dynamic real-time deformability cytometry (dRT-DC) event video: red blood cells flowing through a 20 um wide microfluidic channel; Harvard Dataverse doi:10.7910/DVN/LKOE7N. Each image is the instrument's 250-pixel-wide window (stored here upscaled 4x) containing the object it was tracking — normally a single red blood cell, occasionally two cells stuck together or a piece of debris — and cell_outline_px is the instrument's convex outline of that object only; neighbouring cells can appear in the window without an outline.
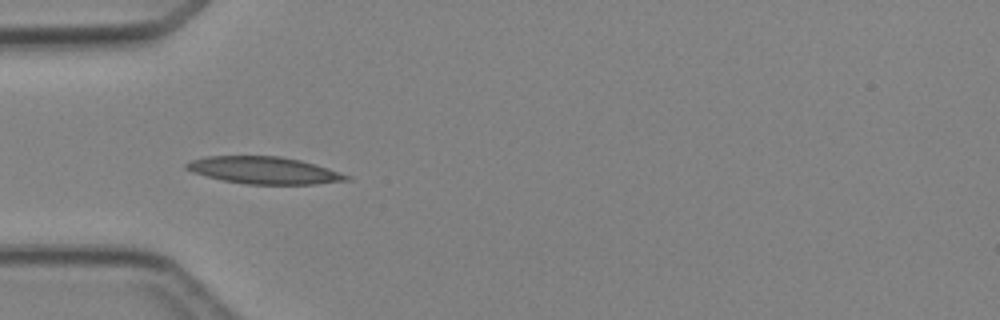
{"species": "Egyptian fruit bat (a non-hibernating species)", "species_latin": "Rousettus aegyptiacus", "temperature_condition": "cold", "stored_images_in_passage": 5, "camera_frame_rate_fps": 3000, "um_per_image_px": 0.085, "animal": {"sex": "female"}, "frame": {"image": 1, "passage_image": 4, "time_ms": 3.333, "image_size_px": [1000, 320], "cell_outline_px": [[352, 180], [316, 184], [248, 184], [224, 180], [192, 172], [184, 168], [184, 164], [192, 160], [208, 156], [280, 156], [300, 160], [316, 164], [352, 176]], "centroid_in_image_um": [22.49, 14.47], "position_along_channel_um": 62.5, "area_um2": 25.26}}
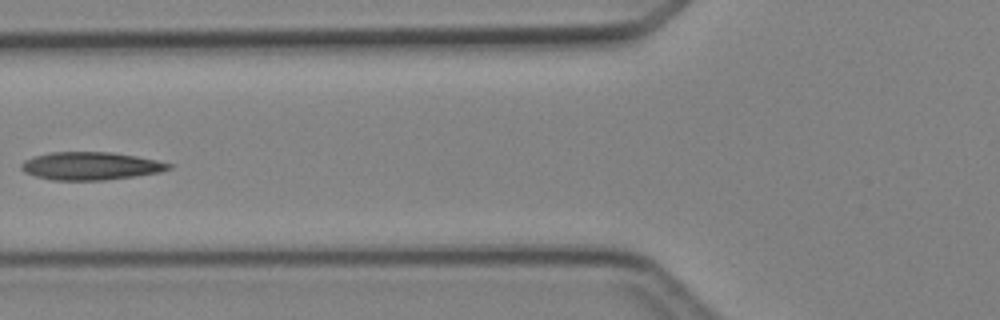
{"frame": {"image": 2, "passage_image": 5, "time_ms": 4.667, "image_size_px": [1000, 320], "cell_outline_px": [[172, 168], [160, 172], [136, 176], [104, 180], [52, 180], [36, 176], [24, 172], [20, 168], [20, 164], [24, 160], [32, 156], [48, 152], [112, 152], [136, 156], [156, 160], [172, 164]], "centroid_in_image_um": [7.68, 14.1], "position_along_channel_um": 118.1, "area_um2": 24.1}}